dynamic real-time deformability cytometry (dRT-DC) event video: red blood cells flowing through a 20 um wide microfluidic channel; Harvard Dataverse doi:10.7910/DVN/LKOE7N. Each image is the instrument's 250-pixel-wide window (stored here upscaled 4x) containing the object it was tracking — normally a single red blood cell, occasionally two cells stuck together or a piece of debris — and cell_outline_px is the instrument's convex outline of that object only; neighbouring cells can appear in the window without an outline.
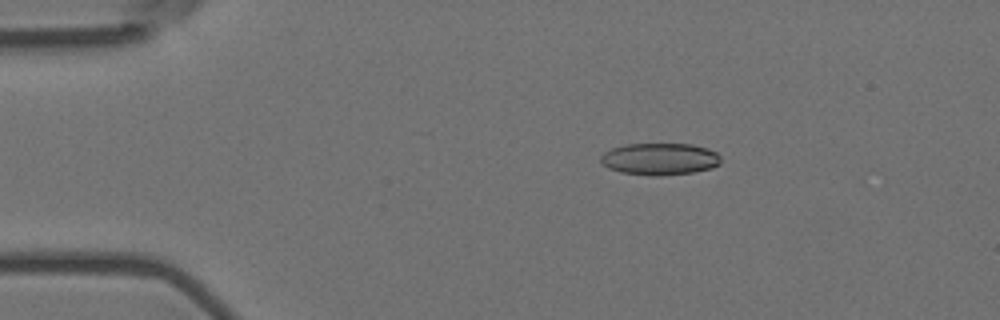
{"species": "Egyptian fruit bat (a non-hibernating species)", "species_latin": "Rousettus aegyptiacus", "temperature_condition": "room temperature", "stored_images_in_passage": 4, "camera_frame_rate_fps": 3000, "um_per_image_px": 0.085, "animal": {"sex": "female"}, "frame": {"image": 1, "passage_image": 3, "time_ms": 0.667, "image_size_px": [1000, 320], "cell_outline_px": [[720, 164], [712, 168], [692, 172], [660, 176], [652, 176], [620, 172], [608, 168], [600, 160], [600, 156], [604, 152], [612, 148], [624, 144], [692, 144], [708, 148], [716, 152], [720, 156]], "centroid_in_image_um": [56.08, 13.51], "position_along_channel_um": 28.9, "area_um2": 22.48}}